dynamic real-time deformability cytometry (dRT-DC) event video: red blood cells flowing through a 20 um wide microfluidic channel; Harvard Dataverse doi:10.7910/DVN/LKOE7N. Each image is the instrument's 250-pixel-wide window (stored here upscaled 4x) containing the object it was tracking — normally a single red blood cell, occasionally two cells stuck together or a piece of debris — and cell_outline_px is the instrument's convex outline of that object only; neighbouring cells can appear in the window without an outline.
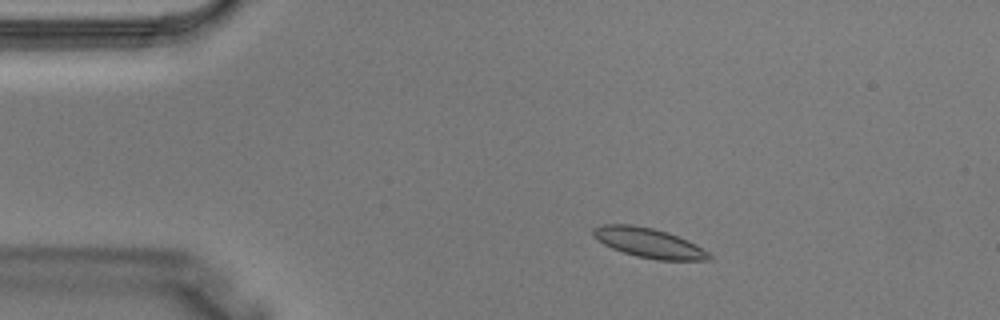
{"species": "Egyptian fruit bat (a non-hibernating species)", "species_latin": "Rousettus aegyptiacus", "temperature_condition": "warm", "stored_images_in_passage": 2, "camera_frame_rate_fps": 3000, "um_per_image_px": 0.085, "animal": {"sex": "male"}, "frame": {"image": 1, "passage_image": 1, "time_ms": 0.0, "image_size_px": [1000, 320], "cell_outline_px": [[712, 256], [708, 260], [656, 260], [636, 256], [612, 248], [604, 244], [592, 236], [592, 228], [600, 224], [632, 224], [652, 228], [688, 240], [696, 244], [708, 252]], "centroid_in_image_um": [55.11, 20.64], "position_along_channel_um": 29.9, "area_um2": 19.94}}